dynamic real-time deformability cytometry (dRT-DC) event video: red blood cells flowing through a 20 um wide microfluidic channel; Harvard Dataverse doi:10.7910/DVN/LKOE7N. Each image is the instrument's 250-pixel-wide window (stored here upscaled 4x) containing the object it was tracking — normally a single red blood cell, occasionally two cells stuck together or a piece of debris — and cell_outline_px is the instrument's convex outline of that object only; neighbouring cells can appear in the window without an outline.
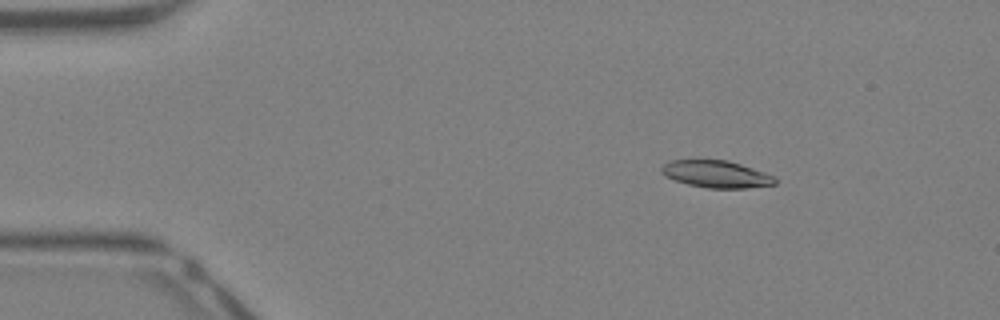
{"species": "Egyptian fruit bat (a non-hibernating species)", "species_latin": "Rousettus aegyptiacus", "temperature_condition": "warm", "stored_images_in_passage": 40, "camera_frame_rate_fps": 3000, "um_per_image_px": 0.085, "animal": {"sex": "female"}, "frame": {"image": 1, "passage_image": 3, "time_ms": 0.667, "image_size_px": [1000, 320], "cell_outline_px": [[776, 184], [744, 188], [708, 188], [688, 184], [664, 176], [660, 172], [660, 168], [664, 164], [672, 160], [728, 160], [764, 172], [772, 176], [776, 180]], "centroid_in_image_um": [60.85, 14.8], "position_along_channel_um": 24.2, "area_um2": 17.74}}
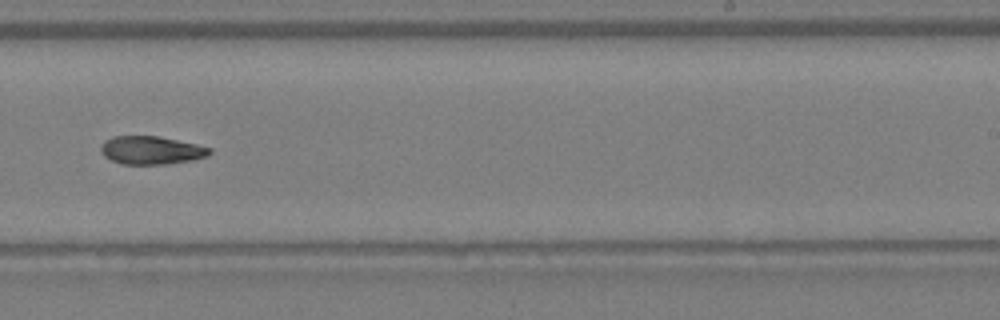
{"frame": {"image": 2, "passage_image": 24, "time_ms": 7.667, "image_size_px": [1000, 320], "cell_outline_px": [[212, 152], [208, 156], [192, 160], [164, 164], [120, 164], [104, 156], [100, 152], [100, 148], [104, 140], [112, 136], [160, 136], [196, 144], [212, 148]], "centroid_in_image_um": [12.85, 12.76], "position_along_channel_um": 276.2, "area_um2": 17.98}}
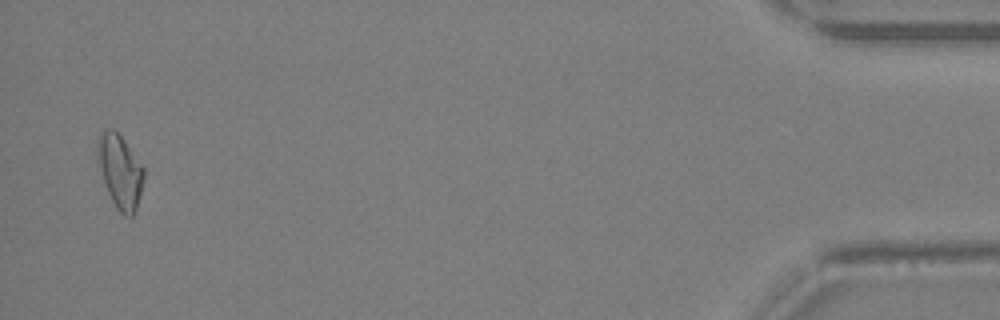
{"frame": {"image": 3, "passage_image": 39, "time_ms": 12.667, "image_size_px": [1000, 320], "cell_outline_px": [[144, 180], [136, 208], [132, 216], [124, 216], [116, 208], [108, 192], [104, 180], [100, 164], [96, 140], [108, 128], [112, 128], [124, 140], [144, 168]], "centroid_in_image_um": [10.23, 14.59], "position_along_channel_um": 425.0, "area_um2": 19.19}, "authors_computed_cell_mechanics": {"area_um2": 18.4093, "velocity_mm_per_s": 4.7202, "shape_relaxation_time_tau1_ms": null, "shape_relaxation_time_tau2_ms": 8.0508, "deformation_change_tau1": null, "deformation_change_tau2": 0.197}}